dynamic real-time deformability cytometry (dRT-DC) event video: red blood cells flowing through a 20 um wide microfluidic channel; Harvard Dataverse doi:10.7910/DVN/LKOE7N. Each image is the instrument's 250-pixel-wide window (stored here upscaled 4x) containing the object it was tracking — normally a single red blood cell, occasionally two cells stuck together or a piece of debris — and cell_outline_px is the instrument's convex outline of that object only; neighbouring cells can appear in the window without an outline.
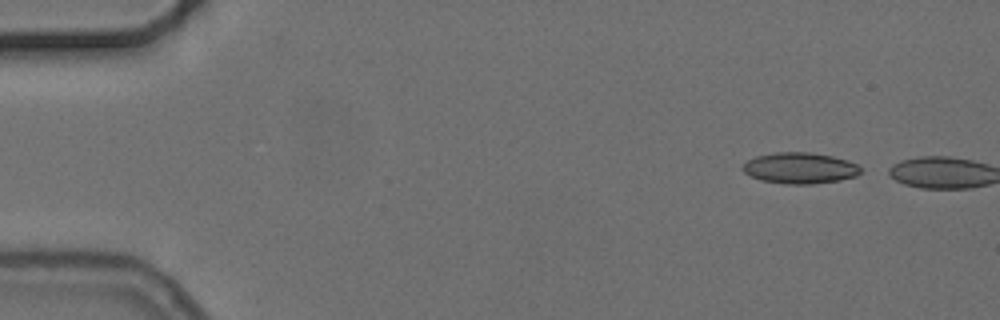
{"species": "common noctule bat (a hibernating species)", "species_latin": "Nyctalus noctula", "temperature_condition": "cold", "stored_images_in_passage": 2, "camera_frame_rate_fps": 3000, "um_per_image_px": 0.085, "animal": {"sex": "female", "body_mass_g": 24.6, "forearm_length_mm": 56.2}, "frame": {"image": 1, "passage_image": 1, "time_ms": 0.0, "image_size_px": [1000, 320], "cell_outline_px": [[860, 172], [856, 176], [840, 180], [812, 184], [788, 184], [760, 180], [744, 172], [740, 168], [748, 160], [756, 156], [776, 152], [808, 152], [832, 156], [848, 160], [856, 164], [860, 168]], "centroid_in_image_um": [67.98, 14.28], "position_along_channel_um": 17.0, "area_um2": 21.27}}